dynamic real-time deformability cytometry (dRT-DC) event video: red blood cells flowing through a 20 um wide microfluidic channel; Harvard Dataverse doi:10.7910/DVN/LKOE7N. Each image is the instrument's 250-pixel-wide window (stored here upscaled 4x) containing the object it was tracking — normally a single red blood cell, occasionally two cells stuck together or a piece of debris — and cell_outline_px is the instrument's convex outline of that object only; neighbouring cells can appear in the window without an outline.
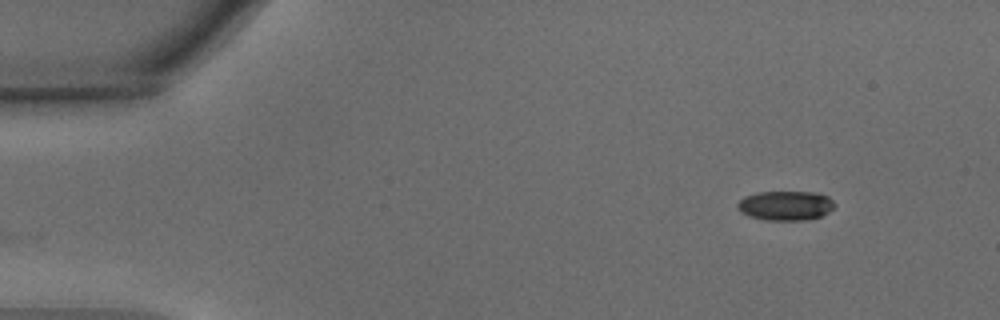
{"species": "common noctule bat (a hibernating species)", "species_latin": "Nyctalus noctula", "temperature_condition": "warm", "stored_images_in_passage": 50, "camera_frame_rate_fps": 3000, "um_per_image_px": 0.085, "animal": {"sex": "male", "body_mass_g": 15.6}, "frame": {"image": 1, "passage_image": 1, "time_ms": 0.0, "image_size_px": [1000, 320], "cell_outline_px": [[836, 204], [828, 212], [820, 216], [804, 220], [764, 220], [748, 216], [740, 212], [736, 208], [736, 204], [744, 196], [756, 192], [812, 192], [828, 196]], "centroid_in_image_um": [66.72, 17.47], "position_along_channel_um": 18.3, "area_um2": 16.76}}
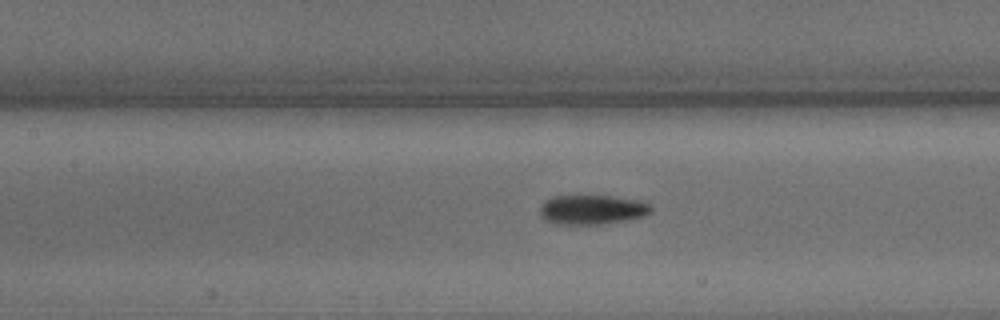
{"frame": {"image": 2, "passage_image": 20, "time_ms": 6.333, "image_size_px": [1000, 320], "cell_outline_px": [[652, 212], [644, 216], [628, 220], [600, 224], [556, 224], [548, 220], [540, 212], [540, 208], [544, 200], [552, 196], [612, 196], [636, 200], [652, 204]], "centroid_in_image_um": [50.37, 17.81], "position_along_channel_um": 157.0, "area_um2": 19.02}}
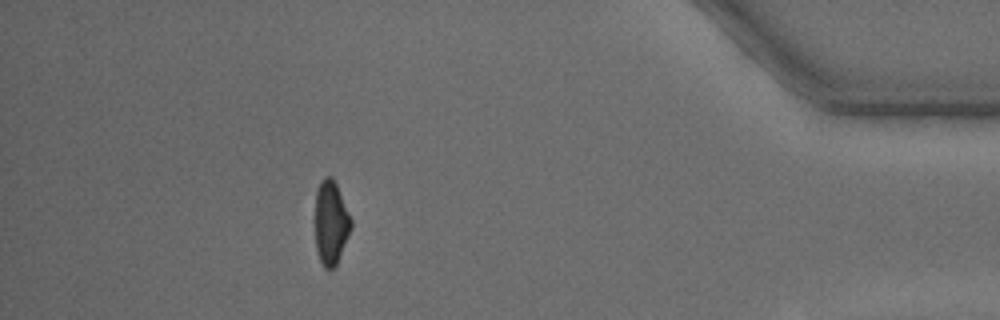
{"frame": {"image": 3, "passage_image": 44, "time_ms": 14.333, "image_size_px": [1000, 320], "cell_outline_px": [[352, 228], [336, 264], [328, 272], [324, 268], [320, 260], [316, 248], [316, 192], [320, 180], [324, 176], [332, 176], [336, 184], [352, 220]], "centroid_in_image_um": [28.13, 18.93], "position_along_channel_um": 407.1, "area_um2": 17.46}, "authors_computed_cell_mechanics": {"area_um2": 18.6116, "velocity_mm_per_s": 3.7297, "shape_relaxation_time_tau1_ms": 4.3755, "shape_relaxation_time_tau2_ms": 1.7324, "deformation_change_tau1": 0.1522, "deformation_change_tau2": 0.0734}}